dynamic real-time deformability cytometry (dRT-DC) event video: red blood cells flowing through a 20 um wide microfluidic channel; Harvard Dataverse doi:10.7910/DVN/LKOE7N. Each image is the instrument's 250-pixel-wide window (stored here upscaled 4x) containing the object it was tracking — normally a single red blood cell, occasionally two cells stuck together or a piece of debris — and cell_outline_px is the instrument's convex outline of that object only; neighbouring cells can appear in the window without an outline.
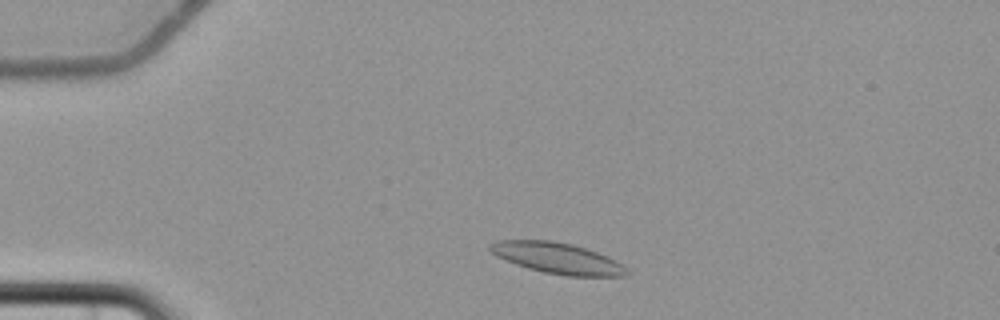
{"species": "common noctule bat (a hibernating species)", "species_latin": "Nyctalus noctula", "temperature_condition": "cold", "stored_images_in_passage": 2, "camera_frame_rate_fps": 3000, "um_per_image_px": 0.085, "animal": {"sex": "female", "body_mass_g": 22.7, "forearm_length_mm": 54.2}, "frame": {"image": 1, "passage_image": 2, "time_ms": 1.333, "image_size_px": [1000, 320], "cell_outline_px": [[628, 276], [568, 276], [544, 272], [528, 268], [516, 264], [496, 256], [488, 248], [488, 244], [496, 240], [548, 240], [572, 244], [596, 252], [620, 264], [628, 272]], "centroid_in_image_um": [47.3, 21.94], "position_along_channel_um": 37.7, "area_um2": 24.22}}